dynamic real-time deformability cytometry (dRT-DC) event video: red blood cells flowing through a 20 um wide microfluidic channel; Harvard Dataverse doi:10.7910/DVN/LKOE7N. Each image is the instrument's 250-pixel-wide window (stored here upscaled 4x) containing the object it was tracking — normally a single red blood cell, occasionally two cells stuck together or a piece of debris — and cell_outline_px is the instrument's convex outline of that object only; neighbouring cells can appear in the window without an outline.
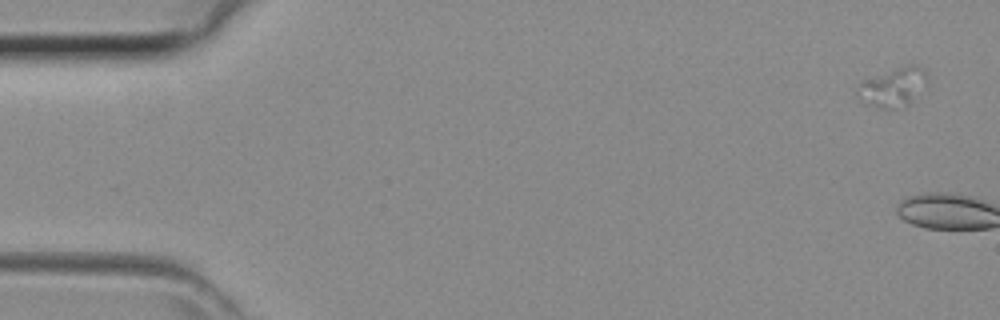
{"species": "common noctule bat (a hibernating species)", "species_latin": "Nyctalus noctula", "temperature_condition": "room temperature", "stored_images_in_passage": 3, "camera_frame_rate_fps": 3000, "um_per_image_px": 0.085, "animal": {"sex": "female", "body_mass_g": 29.2, "forearm_length_mm": 56.3}, "frame": {"image": 1, "passage_image": 1, "time_ms": 0.0, "image_size_px": [1000, 320], "cell_outline_px": [[928, 80], [908, 104], [896, 108], [880, 108], [868, 104], [860, 100], [856, 96], [856, 88], [864, 80], [904, 64], [920, 64], [928, 68]], "centroid_in_image_um": [75.94, 7.35], "position_along_channel_um": 9.1, "area_um2": 16.01}}